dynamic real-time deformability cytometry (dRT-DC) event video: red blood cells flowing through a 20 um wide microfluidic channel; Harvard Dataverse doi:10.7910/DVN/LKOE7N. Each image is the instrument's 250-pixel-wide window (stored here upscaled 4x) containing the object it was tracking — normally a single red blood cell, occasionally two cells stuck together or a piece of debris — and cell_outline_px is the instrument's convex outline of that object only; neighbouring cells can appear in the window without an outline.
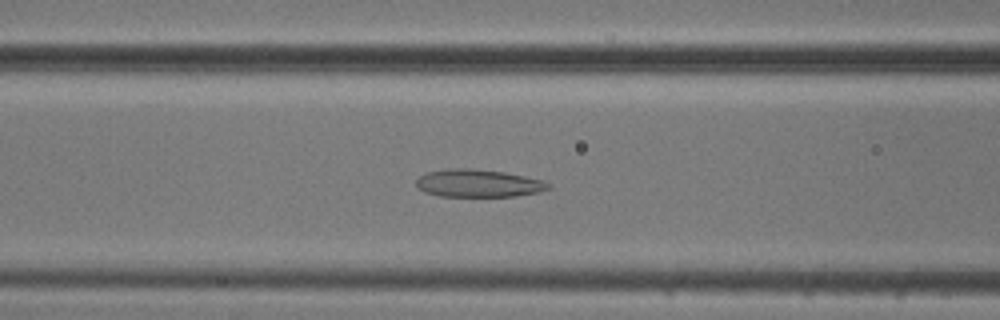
{"species": "common noctule bat (a hibernating species)", "species_latin": "Nyctalus noctula", "temperature_condition": "cold", "stored_images_in_passage": 53, "camera_frame_rate_fps": 3000, "um_per_image_px": 0.085, "animal": {"sex": "male", "body_mass_g": 20.5, "forearm_length_mm": 52.5}, "frame": {"image": 1, "passage_image": 21, "time_ms": 6.667, "image_size_px": [1000, 320], "cell_outline_px": [[552, 188], [540, 192], [516, 196], [440, 196], [424, 192], [416, 184], [416, 180], [420, 176], [428, 172], [448, 168], [468, 168], [504, 172], [544, 180], [552, 184]], "centroid_in_image_um": [40.71, 15.58], "position_along_channel_um": 125.9, "area_um2": 21.39}}
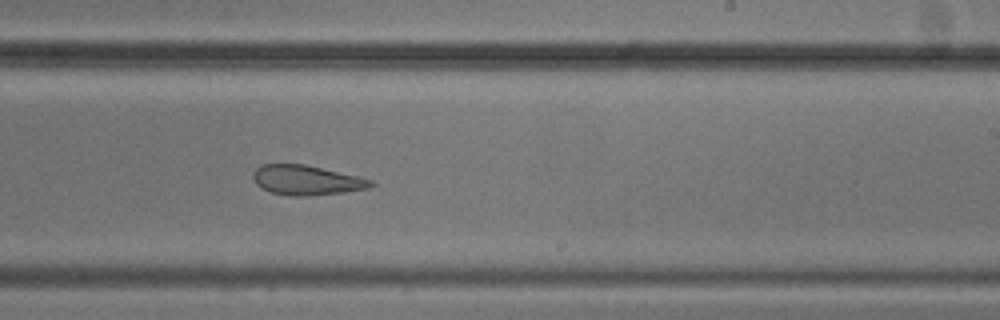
{"frame": {"image": 2, "passage_image": 32, "time_ms": 10.333, "image_size_px": [1000, 320], "cell_outline_px": [[376, 184], [368, 188], [344, 192], [308, 196], [292, 196], [272, 192], [256, 184], [252, 176], [252, 172], [260, 164], [304, 164], [360, 176], [372, 180]], "centroid_in_image_um": [26.07, 15.3], "position_along_channel_um": 262.9, "area_um2": 20.46}}
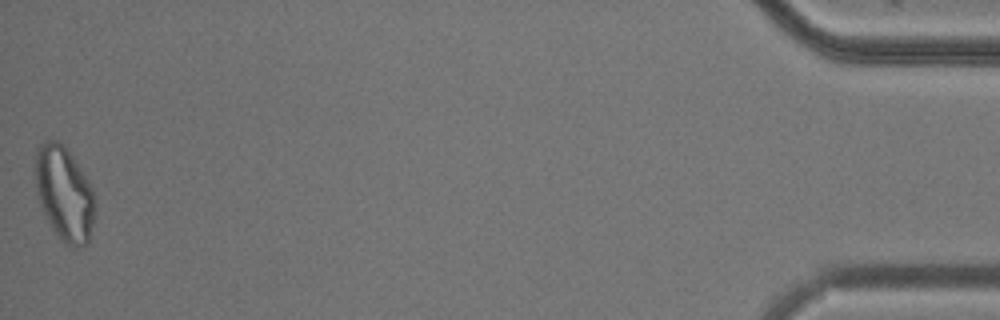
{"frame": {"image": 3, "passage_image": 53, "time_ms": 17.333, "image_size_px": [1000, 320], "cell_outline_px": [[96, 204], [88, 244], [76, 248], [72, 248], [64, 244], [56, 236], [36, 196], [36, 148], [44, 140], [56, 140], [72, 156], [88, 180], [92, 188], [96, 200]], "centroid_in_image_um": [5.47, 16.51], "position_along_channel_um": 429.7, "area_um2": 32.83}, "authors_computed_cell_mechanics": {"area_um2": 26.8192, "velocity_mm_per_s": 3.743, "shape_relaxation_time_tau1_ms": null, "shape_relaxation_time_tau2_ms": 3.1113, "deformation_change_tau1": null, "deformation_change_tau2": 0.1274}}